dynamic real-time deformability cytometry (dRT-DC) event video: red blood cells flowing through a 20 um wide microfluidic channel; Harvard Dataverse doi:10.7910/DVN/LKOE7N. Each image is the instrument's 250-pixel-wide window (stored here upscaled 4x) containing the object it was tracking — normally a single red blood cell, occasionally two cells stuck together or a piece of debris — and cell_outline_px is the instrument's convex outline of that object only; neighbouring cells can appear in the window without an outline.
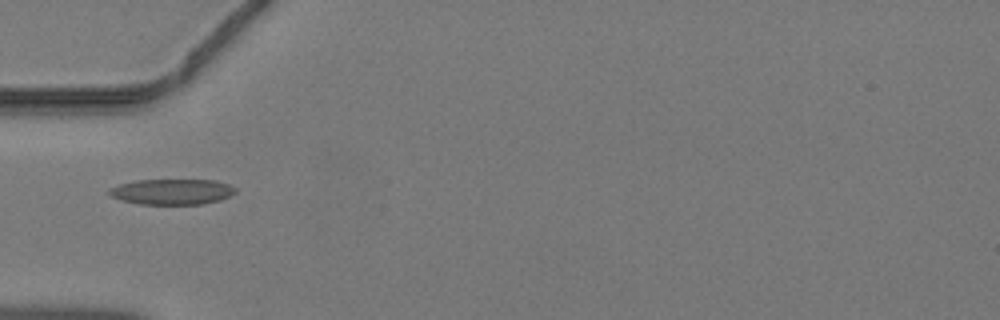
{"species": "common noctule bat (a hibernating species)", "species_latin": "Nyctalus noctula", "temperature_condition": "warm", "stored_images_in_passage": 31, "camera_frame_rate_fps": 3000, "um_per_image_px": 0.085, "animal": {"sex": "male", "body_mass_g": 19.2, "forearm_length_mm": 51.8}, "frame": {"image": 1, "passage_image": 1, "time_ms": 0.0, "image_size_px": [1000, 320], "cell_outline_px": [[236, 192], [220, 200], [204, 204], [140, 204], [120, 200], [112, 196], [108, 192], [108, 188], [120, 184], [136, 180], [216, 180], [228, 184], [236, 188]], "centroid_in_image_um": [14.62, 16.29], "position_along_channel_um": 70.4, "area_um2": 18.84}}
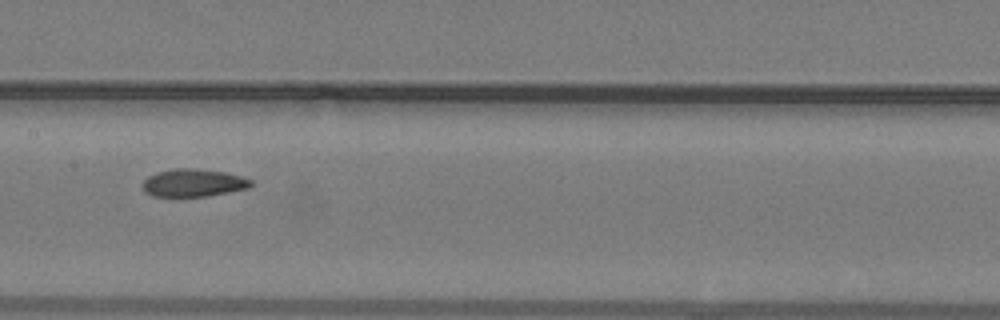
{"frame": {"image": 2, "passage_image": 9, "time_ms": 2.667, "image_size_px": [1000, 320], "cell_outline_px": [[252, 184], [248, 188], [208, 196], [152, 196], [144, 192], [144, 180], [148, 176], [156, 172], [176, 168], [192, 168], [224, 172], [240, 176], [252, 180]], "centroid_in_image_um": [16.42, 15.54], "position_along_channel_um": 191.0, "area_um2": 17.34}}
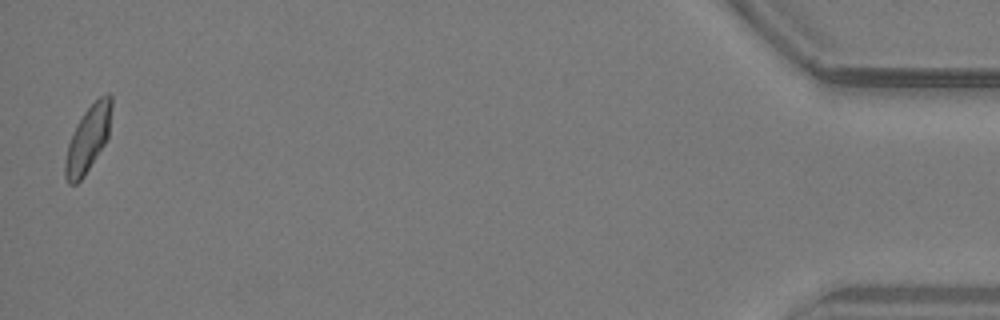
{"frame": {"image": 3, "passage_image": 31, "time_ms": 10.0, "image_size_px": [1000, 320], "cell_outline_px": [[112, 108], [108, 136], [104, 144], [84, 176], [76, 184], [68, 184], [64, 176], [64, 164], [68, 144], [76, 124], [84, 112], [100, 96], [108, 92], [112, 96]], "centroid_in_image_um": [7.47, 11.8], "position_along_channel_um": 427.7, "area_um2": 17.74}}